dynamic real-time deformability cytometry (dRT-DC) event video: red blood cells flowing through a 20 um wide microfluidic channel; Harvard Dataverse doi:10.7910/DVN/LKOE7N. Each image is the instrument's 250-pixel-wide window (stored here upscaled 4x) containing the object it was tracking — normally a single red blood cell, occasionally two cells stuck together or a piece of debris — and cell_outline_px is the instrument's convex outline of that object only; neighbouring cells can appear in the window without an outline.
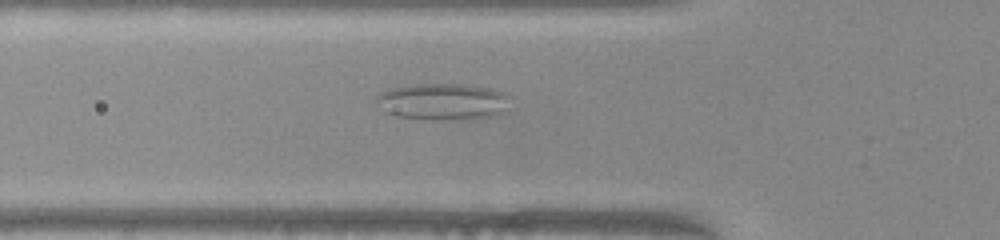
{"species": "common noctule bat (a hibernating species)", "species_latin": "Nyctalus noctula", "temperature_condition": "warm", "stored_images_in_passage": 51, "camera_frame_rate_fps": 3000, "um_per_image_px": 0.085, "animal": {"sex": "female", "body_mass_g": 22.0, "forearm_length_mm": 56.7}, "frame": {"image": 1, "passage_image": 17, "time_ms": 5.333, "image_size_px": [1000, 240], "cell_outline_px": [[512, 96], [504, 108], [500, 112], [492, 116], [432, 120], [396, 116], [384, 112], [376, 100], [376, 96], [384, 92], [396, 88], [412, 84], [468, 84], [492, 88], [508, 92]], "centroid_in_image_um": [37.67, 8.61], "position_along_channel_um": 88.1, "area_um2": 28.32}}
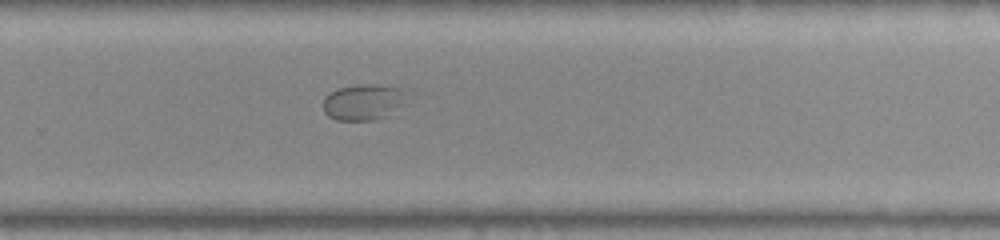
{"frame": {"image": 2, "passage_image": 33, "time_ms": 10.667, "image_size_px": [1000, 240], "cell_outline_px": [[424, 92], [388, 116], [376, 120], [336, 120], [328, 116], [324, 112], [324, 96], [336, 88], [356, 84], [376, 84], [412, 88]], "centroid_in_image_um": [31.19, 8.62], "position_along_channel_um": 298.6, "area_um2": 19.36}}
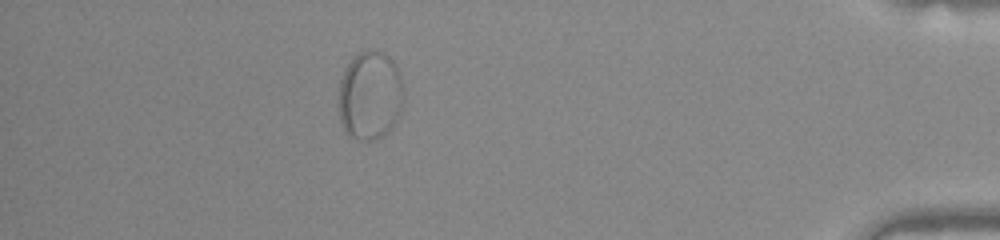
{"frame": {"image": 3, "passage_image": 45, "time_ms": 14.667, "image_size_px": [1000, 240], "cell_outline_px": [[404, 100], [400, 112], [392, 128], [384, 136], [376, 140], [360, 140], [352, 136], [344, 128], [340, 120], [340, 80], [344, 68], [352, 56], [368, 48], [384, 52], [392, 60], [400, 76], [404, 92]], "centroid_in_image_um": [31.47, 8.09], "position_along_channel_um": 403.7, "area_um2": 33.87}}